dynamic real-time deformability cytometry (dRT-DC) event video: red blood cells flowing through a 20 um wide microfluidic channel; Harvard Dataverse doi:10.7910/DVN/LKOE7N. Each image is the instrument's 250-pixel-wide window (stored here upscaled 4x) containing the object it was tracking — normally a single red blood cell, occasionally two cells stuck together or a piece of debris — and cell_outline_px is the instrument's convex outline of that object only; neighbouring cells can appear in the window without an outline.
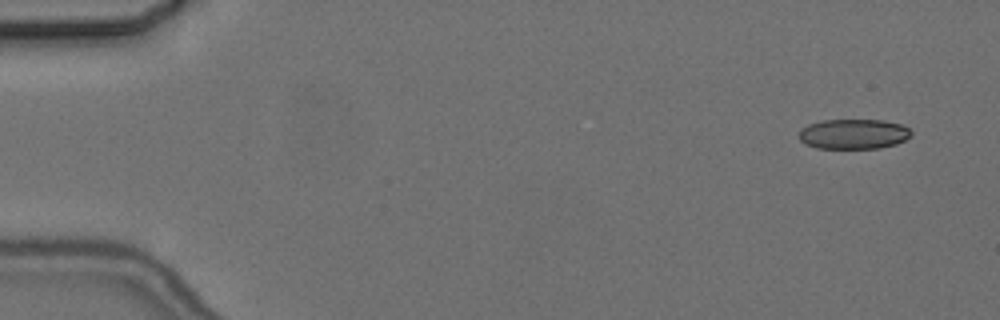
{"species": "common noctule bat (a hibernating species)", "species_latin": "Nyctalus noctula", "temperature_condition": "cold", "stored_images_in_passage": 4, "camera_frame_rate_fps": 3000, "um_per_image_px": 0.085, "animal": {"sex": "female", "body_mass_g": 24.6, "forearm_length_mm": 56.2}, "frame": {"image": 1, "passage_image": 1, "time_ms": 0.0, "image_size_px": [1000, 320], "cell_outline_px": [[912, 136], [896, 144], [880, 148], [816, 148], [804, 144], [796, 136], [796, 132], [800, 128], [808, 124], [824, 120], [884, 120], [900, 124], [908, 128], [912, 132]], "centroid_in_image_um": [72.49, 11.39], "position_along_channel_um": 12.5, "area_um2": 19.94}}
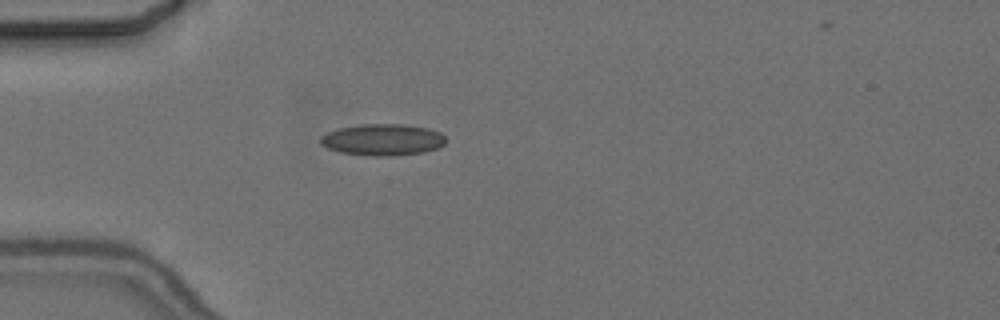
{"frame": {"image": 2, "passage_image": 4, "time_ms": 4.333, "image_size_px": [1000, 320], "cell_outline_px": [[444, 144], [436, 148], [424, 152], [392, 156], [372, 156], [340, 152], [328, 148], [320, 144], [320, 136], [328, 132], [340, 128], [364, 124], [404, 124], [428, 128], [440, 132], [444, 136]], "centroid_in_image_um": [32.52, 11.88], "position_along_channel_um": 52.5, "area_um2": 22.95}}